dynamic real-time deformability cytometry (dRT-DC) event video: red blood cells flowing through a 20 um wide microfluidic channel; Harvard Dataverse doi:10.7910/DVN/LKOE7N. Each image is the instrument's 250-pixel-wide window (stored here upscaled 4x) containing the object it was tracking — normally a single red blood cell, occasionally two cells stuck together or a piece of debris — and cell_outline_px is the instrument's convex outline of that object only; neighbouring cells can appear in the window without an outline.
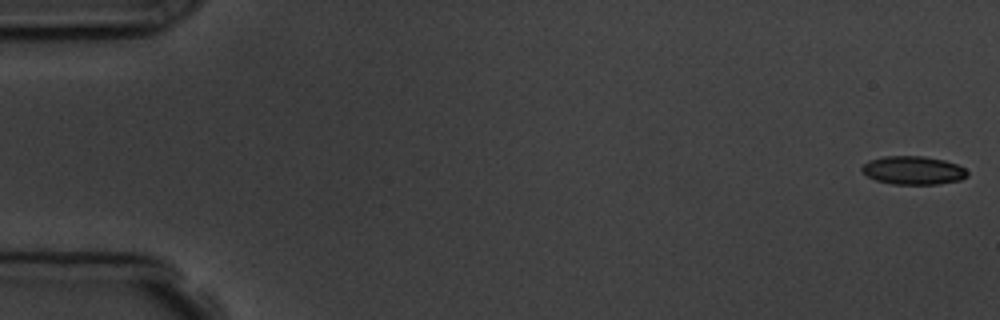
{"species": "common noctule bat (a hibernating species)", "species_latin": "Nyctalus noctula", "temperature_condition": "room temperature", "stored_images_in_passage": 6, "camera_frame_rate_fps": 3000, "um_per_image_px": 0.085, "animal": {"sex": "male", "body_mass_g": 19.5, "forearm_length_mm": 54.6}, "frame": {"image": 1, "passage_image": 1, "time_ms": 0.0, "image_size_px": [1000, 320], "cell_outline_px": [[968, 176], [960, 180], [936, 184], [892, 184], [876, 180], [860, 172], [860, 168], [868, 160], [884, 156], [924, 156], [944, 160], [956, 164], [964, 168], [968, 172]], "centroid_in_image_um": [77.59, 14.47], "position_along_channel_um": 7.4, "area_um2": 17.51}}
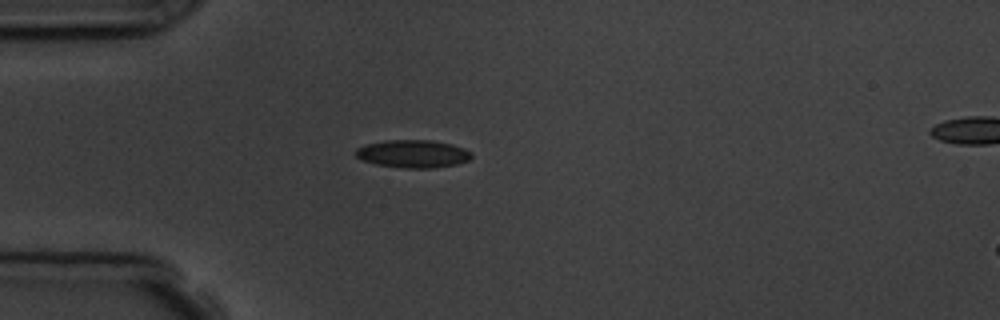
{"frame": {"image": 2, "passage_image": 5, "time_ms": 4.667, "image_size_px": [1000, 320], "cell_outline_px": [[472, 156], [468, 160], [456, 164], [432, 168], [404, 168], [376, 164], [364, 160], [356, 156], [356, 148], [364, 144], [384, 140], [432, 140], [452, 144], [464, 148], [472, 152]], "centroid_in_image_um": [35.1, 13.06], "position_along_channel_um": 49.9, "area_um2": 18.79}}